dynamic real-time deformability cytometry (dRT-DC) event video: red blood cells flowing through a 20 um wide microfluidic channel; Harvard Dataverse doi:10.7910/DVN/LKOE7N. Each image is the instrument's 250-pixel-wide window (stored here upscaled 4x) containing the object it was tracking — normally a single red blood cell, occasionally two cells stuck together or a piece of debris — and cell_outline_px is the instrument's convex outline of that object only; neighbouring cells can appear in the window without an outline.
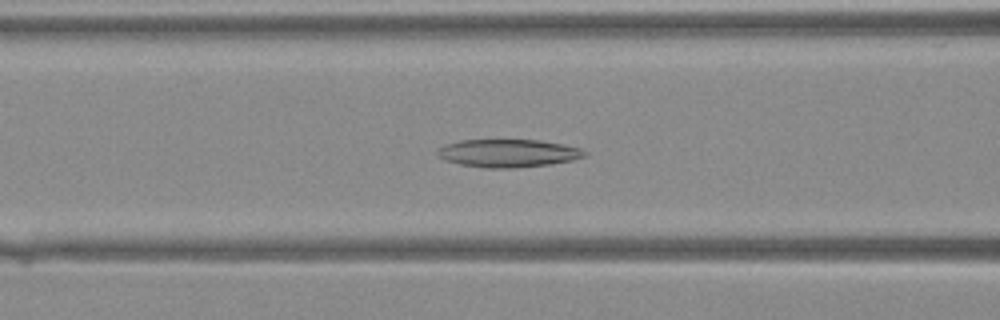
{"species": "Egyptian fruit bat (a non-hibernating species)", "species_latin": "Rousettus aegyptiacus", "temperature_condition": "warm", "stored_images_in_passage": 6, "camera_frame_rate_fps": 3000, "um_per_image_px": 0.085, "animal": {"sex": "female"}, "frame": {"image": 1, "passage_image": 5, "time_ms": 1.333, "image_size_px": [1000, 320], "cell_outline_px": [[588, 152], [584, 156], [572, 160], [548, 164], [516, 168], [484, 168], [460, 164], [444, 160], [436, 152], [440, 148], [448, 144], [460, 140], [540, 140], [564, 144], [580, 148]], "centroid_in_image_um": [43.21, 13.02], "position_along_channel_um": 123.4, "area_um2": 23.81}}